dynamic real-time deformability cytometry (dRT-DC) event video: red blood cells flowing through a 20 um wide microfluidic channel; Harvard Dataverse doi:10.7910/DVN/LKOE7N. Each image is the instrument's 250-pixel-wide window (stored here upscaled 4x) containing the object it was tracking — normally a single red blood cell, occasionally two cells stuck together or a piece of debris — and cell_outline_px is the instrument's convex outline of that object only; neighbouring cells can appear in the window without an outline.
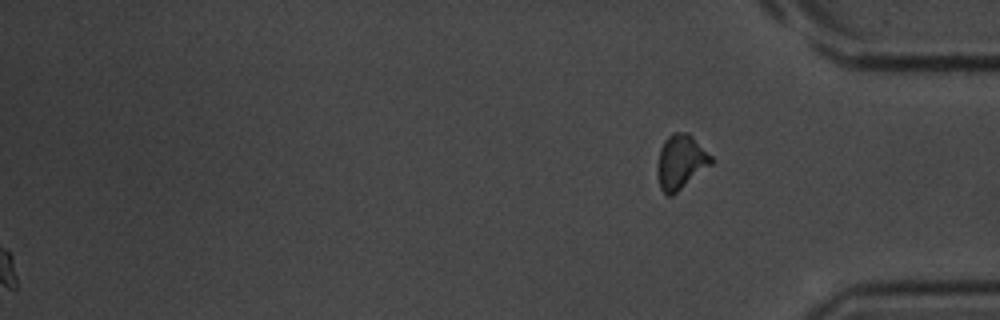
{"species": "common noctule bat (a hibernating species)", "species_latin": "Nyctalus noctula", "temperature_condition": "room temperature", "stored_images_in_passage": 39, "segment_of_instrument_passage": [2, 2], "camera_frame_rate_fps": 3000, "um_per_image_px": 0.085, "animal": {"sex": "male", "body_mass_g": 20.1, "forearm_length_mm": 53.5}, "frame": {"image": 1, "passage_image": 39, "time_ms": 12.667, "image_size_px": [1000, 320], "cell_outline_px": [[716, 160], [712, 164], [672, 196], [668, 196], [660, 188], [656, 172], [656, 164], [660, 148], [664, 140], [672, 132], [688, 132]], "centroid_in_image_um": [57.85, 13.76], "position_along_channel_um": 377.3, "area_um2": 17.34}}